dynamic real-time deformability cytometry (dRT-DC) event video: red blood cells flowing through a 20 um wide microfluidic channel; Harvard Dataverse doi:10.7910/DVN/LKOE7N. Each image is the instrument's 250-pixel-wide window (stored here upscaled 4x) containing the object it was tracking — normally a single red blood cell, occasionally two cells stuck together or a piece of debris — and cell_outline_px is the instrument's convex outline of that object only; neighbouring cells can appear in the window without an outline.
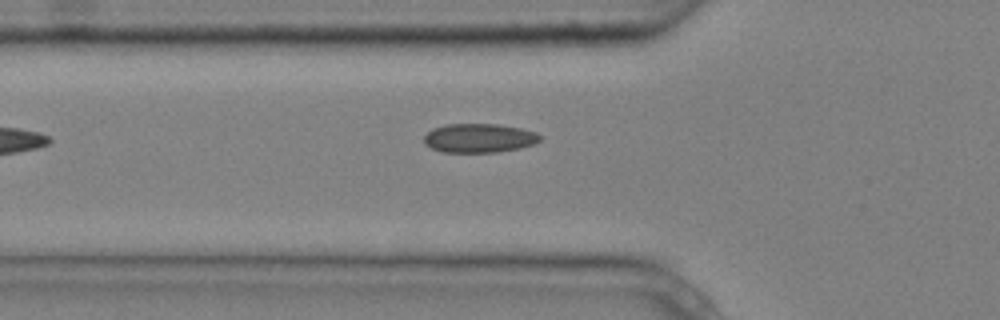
{"species": "common noctule bat (a hibernating species)", "species_latin": "Nyctalus noctula", "temperature_condition": "cold", "stored_images_in_passage": 5, "segment_of_instrument_passage": [1, 2], "camera_frame_rate_fps": 3000, "um_per_image_px": 0.085, "animal": {"sex": "male", "body_mass_g": 20.4}, "frame": {"image": 1, "passage_image": 4, "time_ms": 1.0, "image_size_px": [1000, 320], "cell_outline_px": [[540, 140], [532, 144], [520, 148], [496, 152], [440, 152], [424, 144], [424, 136], [432, 128], [444, 124], [496, 124], [520, 128], [536, 132], [540, 136]], "centroid_in_image_um": [40.68, 11.73], "position_along_channel_um": 85.1, "area_um2": 19.59}}